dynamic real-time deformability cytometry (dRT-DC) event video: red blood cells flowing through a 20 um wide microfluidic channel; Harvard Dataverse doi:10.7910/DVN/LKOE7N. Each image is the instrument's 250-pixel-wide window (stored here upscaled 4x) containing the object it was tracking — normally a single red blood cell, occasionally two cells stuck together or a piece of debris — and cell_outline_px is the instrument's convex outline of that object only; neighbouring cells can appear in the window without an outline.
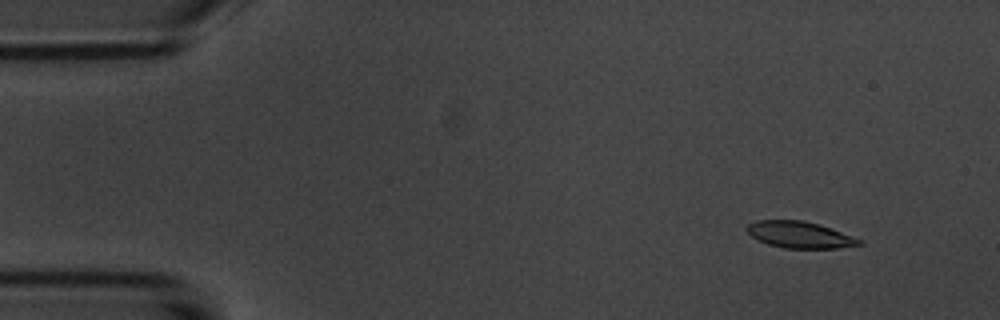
{"species": "common noctule bat (a hibernating species)", "species_latin": "Nyctalus noctula", "temperature_condition": "room temperature", "stored_images_in_passage": 5, "camera_frame_rate_fps": 3000, "um_per_image_px": 0.085, "animal": {"sex": "male", "body_mass_g": 20.1, "forearm_length_mm": 53.5}, "frame": {"image": 1, "passage_image": 2, "time_ms": 1.0, "image_size_px": [1000, 320], "cell_outline_px": [[864, 244], [836, 248], [784, 248], [768, 244], [752, 236], [748, 232], [748, 224], [756, 220], [804, 220], [820, 224], [832, 228], [860, 240]], "centroid_in_image_um": [67.98, 19.94], "position_along_channel_um": 17.0, "area_um2": 17.17}}
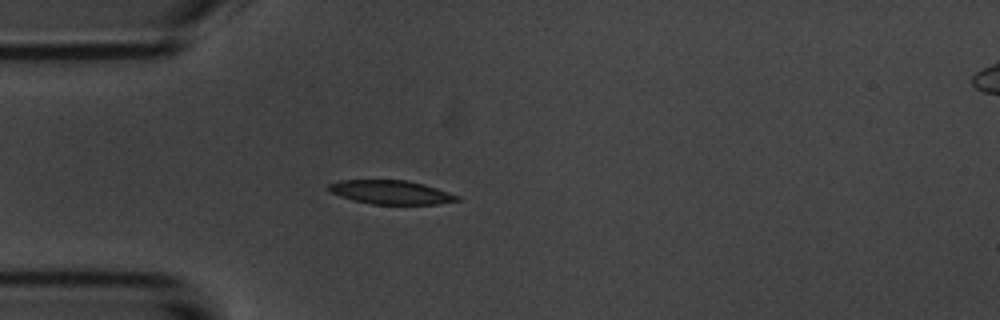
{"frame": {"image": 2, "passage_image": 5, "time_ms": 4.333, "image_size_px": [1000, 320], "cell_outline_px": [[460, 200], [436, 204], [372, 204], [352, 200], [328, 192], [324, 188], [328, 184], [340, 180], [408, 180], [424, 184], [460, 196]], "centroid_in_image_um": [33.16, 16.33], "position_along_channel_um": 51.8, "area_um2": 17.98}}